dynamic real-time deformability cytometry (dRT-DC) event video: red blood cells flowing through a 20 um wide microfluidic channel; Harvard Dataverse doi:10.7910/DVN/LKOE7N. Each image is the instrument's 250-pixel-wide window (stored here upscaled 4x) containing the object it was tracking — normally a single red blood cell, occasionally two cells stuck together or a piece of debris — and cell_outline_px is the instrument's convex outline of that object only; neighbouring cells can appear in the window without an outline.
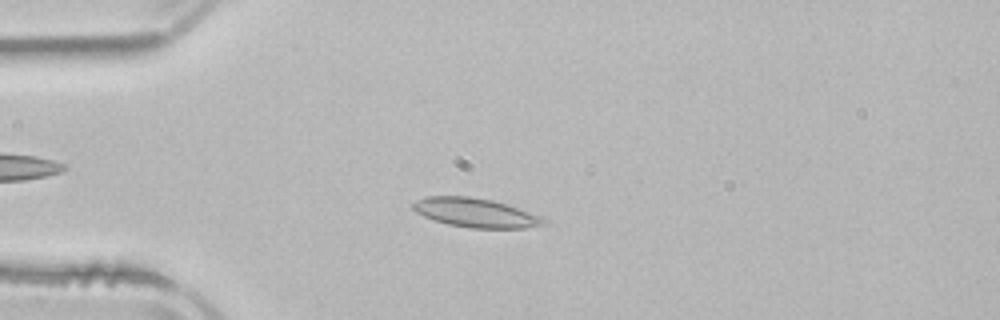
{"species": "common noctule bat (a hibernating species)", "species_latin": "Nyctalus noctula", "temperature_condition": "room temperature", "stored_images_in_passage": 5, "camera_frame_rate_fps": 3000, "um_per_image_px": 0.085, "animal": {"sex": "male", "body_mass_g": 21.5, "forearm_length_mm": 52.0}, "frame": {"image": 1, "passage_image": 4, "time_ms": 4.0, "image_size_px": [1000, 320], "cell_outline_px": [[548, 220], [544, 224], [524, 228], [468, 228], [448, 224], [424, 216], [416, 212], [412, 208], [412, 204], [416, 200], [428, 196], [468, 196], [492, 200], [544, 216]], "centroid_in_image_um": [40.44, 18.08], "position_along_channel_um": 44.6, "area_um2": 22.14}}
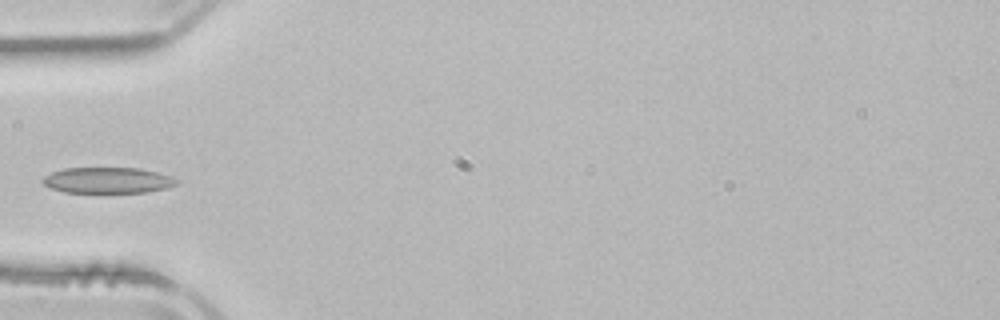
{"frame": {"image": 2, "passage_image": 5, "time_ms": 5.333, "image_size_px": [1000, 320], "cell_outline_px": [[180, 180], [176, 184], [168, 188], [148, 192], [64, 192], [52, 188], [44, 184], [40, 180], [44, 176], [52, 172], [64, 168], [140, 168], [172, 176]], "centroid_in_image_um": [9.18, 15.32], "position_along_channel_um": 75.8, "area_um2": 20.23}}